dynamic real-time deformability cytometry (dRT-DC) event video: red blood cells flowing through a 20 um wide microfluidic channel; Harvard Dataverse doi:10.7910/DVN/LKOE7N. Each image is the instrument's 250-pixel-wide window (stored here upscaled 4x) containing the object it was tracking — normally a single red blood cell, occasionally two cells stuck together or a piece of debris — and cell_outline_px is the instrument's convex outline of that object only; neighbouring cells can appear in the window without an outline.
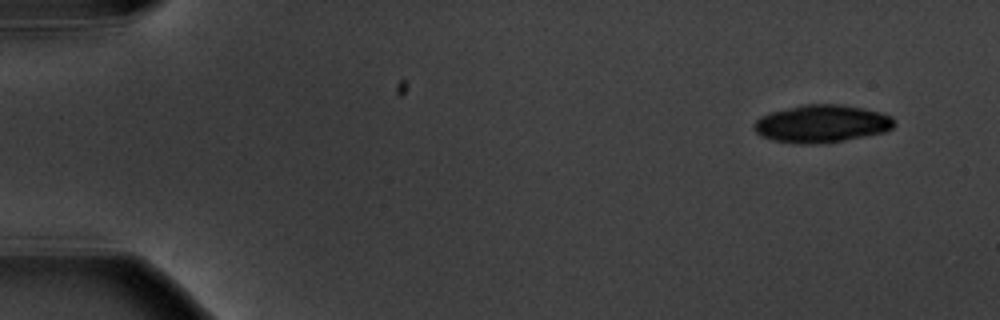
{"species": "common noctule bat (a hibernating species)", "species_latin": "Nyctalus noctula", "temperature_condition": "warm", "stored_images_in_passage": 6, "camera_frame_rate_fps": 3000, "um_per_image_px": 0.085, "animal": {"sex": "male", "body_mass_g": 20.1, "forearm_length_mm": 53.5}, "frame": {"image": 1, "passage_image": 1, "time_ms": 0.0, "image_size_px": [1000, 320], "cell_outline_px": [[896, 124], [892, 128], [884, 132], [844, 140], [816, 144], [796, 144], [772, 140], [760, 136], [756, 132], [752, 124], [760, 116], [772, 112], [804, 104], [840, 104], [864, 108], [880, 112], [892, 116]], "centroid_in_image_um": [69.83, 10.52], "position_along_channel_um": 15.2, "area_um2": 30.87}}